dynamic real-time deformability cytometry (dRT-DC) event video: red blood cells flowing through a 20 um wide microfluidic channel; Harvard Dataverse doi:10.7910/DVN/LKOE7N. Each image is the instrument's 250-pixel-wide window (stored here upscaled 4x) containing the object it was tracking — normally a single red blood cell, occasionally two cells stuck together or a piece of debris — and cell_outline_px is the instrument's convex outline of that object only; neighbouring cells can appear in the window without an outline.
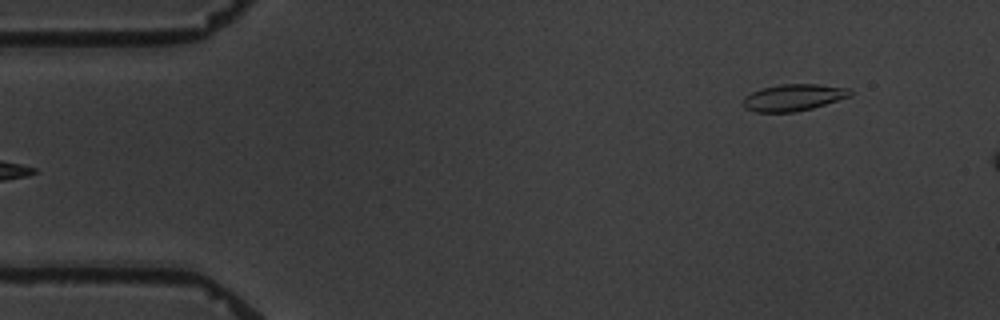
{"species": "common noctule bat (a hibernating species)", "species_latin": "Nyctalus noctula", "temperature_condition": "warm", "stored_images_in_passage": 5, "camera_frame_rate_fps": 3000, "um_per_image_px": 0.085, "animal": {"sex": "male", "body_mass_g": 19.5, "forearm_length_mm": 54.6}, "frame": {"image": 1, "passage_image": 5, "time_ms": 4.333, "image_size_px": [1000, 320], "cell_outline_px": [[852, 96], [812, 108], [792, 112], [756, 112], [744, 108], [744, 96], [752, 92], [764, 88], [780, 84], [820, 84], [848, 88], [852, 92]], "centroid_in_image_um": [67.46, 8.28], "position_along_channel_um": 17.5, "area_um2": 16.59}}